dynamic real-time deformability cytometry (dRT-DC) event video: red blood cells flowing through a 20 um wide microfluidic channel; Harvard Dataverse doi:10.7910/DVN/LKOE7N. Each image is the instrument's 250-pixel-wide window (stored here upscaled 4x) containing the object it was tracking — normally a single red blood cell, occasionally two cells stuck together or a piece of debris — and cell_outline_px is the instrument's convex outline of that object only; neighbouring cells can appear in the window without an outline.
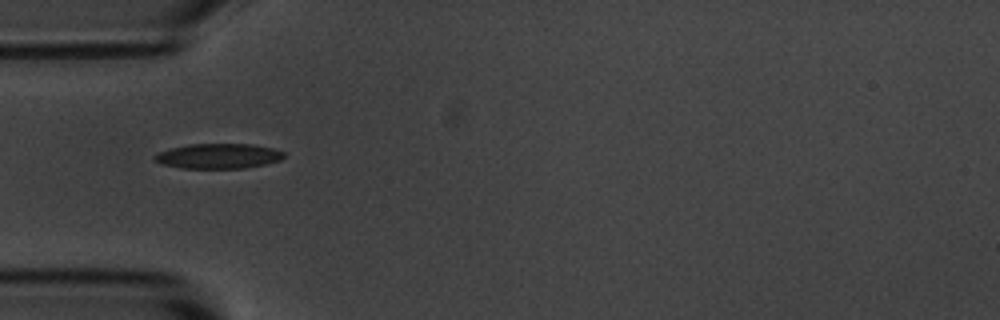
{"species": "common noctule bat (a hibernating species)", "species_latin": "Nyctalus noctula", "temperature_condition": "room temperature", "stored_images_in_passage": 3, "camera_frame_rate_fps": 3000, "um_per_image_px": 0.085, "animal": {"sex": "male", "body_mass_g": 20.1, "forearm_length_mm": 53.5}, "frame": {"image": 1, "passage_image": 1, "time_ms": 0.0, "image_size_px": [1000, 320], "cell_outline_px": [[284, 156], [280, 160], [264, 164], [244, 168], [184, 168], [164, 164], [156, 160], [152, 156], [156, 152], [168, 148], [188, 144], [252, 144], [272, 148], [284, 152]], "centroid_in_image_um": [18.53, 13.25], "position_along_channel_um": 66.5, "area_um2": 18.79}}
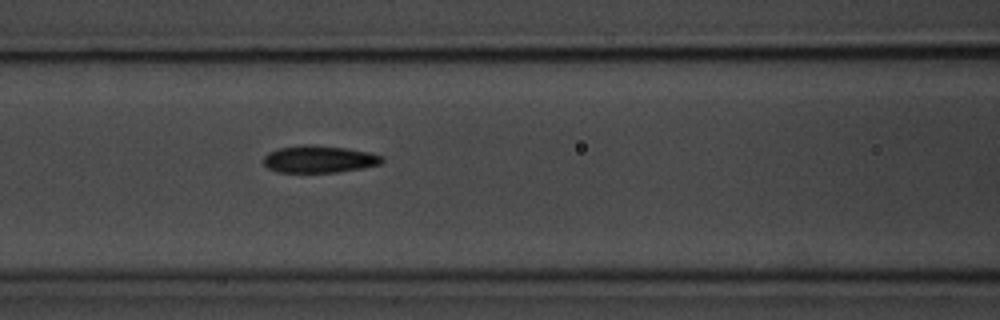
{"frame": {"image": 2, "passage_image": 3, "time_ms": 2.0, "image_size_px": [1000, 320], "cell_outline_px": [[384, 160], [380, 164], [360, 168], [336, 172], [276, 172], [268, 168], [264, 164], [264, 156], [268, 152], [280, 148], [304, 144], [312, 144], [348, 148], [368, 152], [384, 156]], "centroid_in_image_um": [27.12, 13.52], "position_along_channel_um": 139.5, "area_um2": 18.79}}